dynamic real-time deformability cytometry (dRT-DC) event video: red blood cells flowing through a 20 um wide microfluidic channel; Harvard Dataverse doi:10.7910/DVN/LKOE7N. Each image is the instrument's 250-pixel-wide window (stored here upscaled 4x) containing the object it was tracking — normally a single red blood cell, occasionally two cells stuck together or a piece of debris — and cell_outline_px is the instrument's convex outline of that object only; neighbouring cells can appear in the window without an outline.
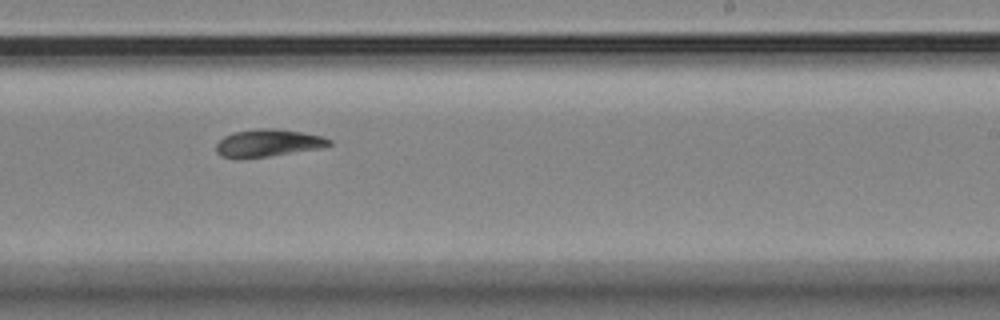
{"species": "Egyptian fruit bat (a non-hibernating species)", "species_latin": "Rousettus aegyptiacus", "temperature_condition": "room temperature", "stored_images_in_passage": 16, "camera_frame_rate_fps": 3000, "um_per_image_px": 0.085, "animal": {"sex": "female"}, "frame": {"image": 1, "passage_image": 10, "time_ms": 10.333, "image_size_px": [1000, 320], "cell_outline_px": [[332, 144], [320, 148], [268, 156], [240, 160], [236, 160], [220, 156], [216, 152], [216, 144], [224, 136], [232, 132], [256, 128], [276, 128], [300, 132], [320, 136], [332, 140]], "centroid_in_image_um": [22.7, 12.17], "position_along_channel_um": 266.3, "area_um2": 18.32}}
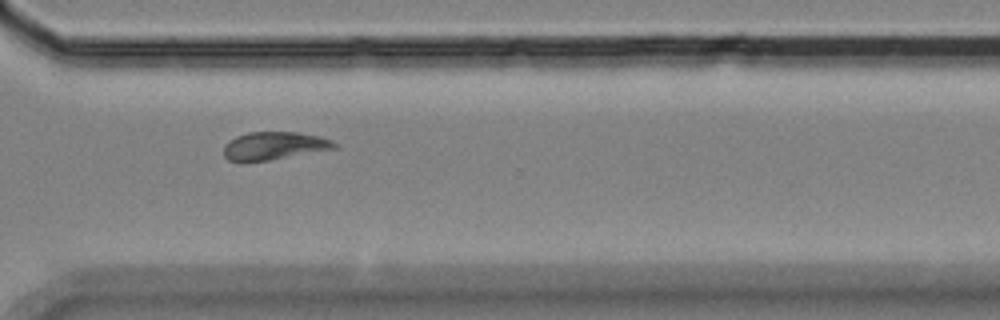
{"frame": {"image": 2, "passage_image": 12, "time_ms": 12.667, "image_size_px": [1000, 320], "cell_outline_px": [[336, 148], [268, 160], [228, 160], [224, 156], [224, 144], [236, 136], [248, 132], [300, 132], [320, 136], [332, 140], [336, 144]], "centroid_in_image_um": [23.31, 12.36], "position_along_channel_um": 347.3, "area_um2": 17.69}}
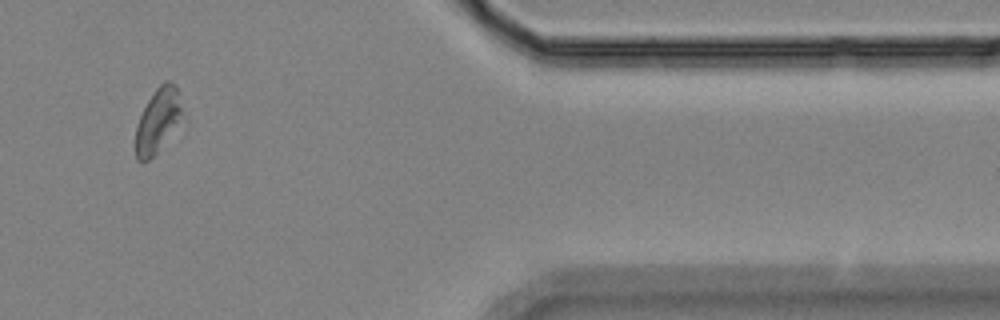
{"frame": {"image": 3, "passage_image": 14, "time_ms": 15.0, "image_size_px": [1000, 320], "cell_outline_px": [[180, 112], [176, 120], [156, 152], [148, 160], [136, 160], [136, 124], [148, 100], [156, 88], [164, 80], [172, 80], [176, 84], [180, 108]], "centroid_in_image_um": [13.33, 10.17], "position_along_channel_um": 398.1, "area_um2": 16.13}, "authors_computed_cell_mechanics": {"area_um2": 18.5249, "velocity_mm_per_s": 3.471, "shape_relaxation_time_tau1_ms": 3.3928, "shape_relaxation_time_tau2_ms": 3.3332, "deformation_change_tau1": 0.1207, "deformation_change_tau2": 0.0776}}